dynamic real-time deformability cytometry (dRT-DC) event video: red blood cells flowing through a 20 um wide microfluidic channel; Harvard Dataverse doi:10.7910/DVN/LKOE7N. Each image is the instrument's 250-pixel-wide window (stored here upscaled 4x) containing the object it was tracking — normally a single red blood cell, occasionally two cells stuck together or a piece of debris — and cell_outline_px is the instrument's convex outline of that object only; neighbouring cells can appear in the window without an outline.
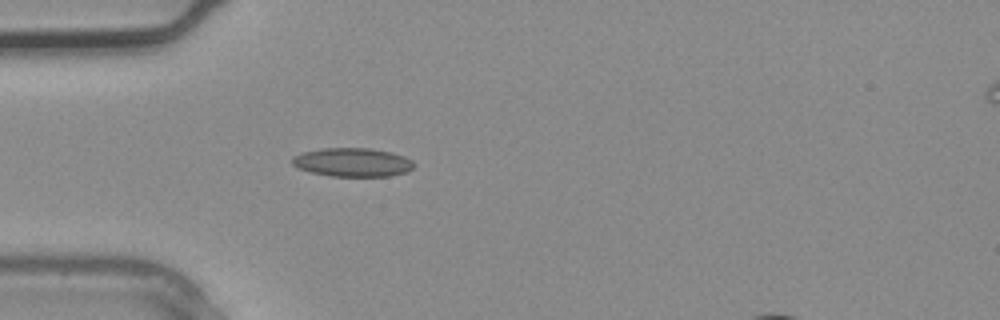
{"species": "common noctule bat (a hibernating species)", "species_latin": "Nyctalus noctula", "temperature_condition": "warm", "stored_images_in_passage": 1, "camera_frame_rate_fps": 3000, "um_per_image_px": 0.085, "animal": {"sex": "male", "body_mass_g": 20.4}, "frame": {"image": 1, "passage_image": 1, "time_ms": 0.0, "image_size_px": [1000, 320], "cell_outline_px": [[416, 164], [408, 172], [388, 176], [332, 176], [312, 172], [296, 168], [292, 164], [292, 156], [300, 152], [320, 148], [368, 148], [392, 152], [404, 156], [412, 160]], "centroid_in_image_um": [29.95, 13.78], "position_along_channel_um": 55.0, "area_um2": 20.58}}